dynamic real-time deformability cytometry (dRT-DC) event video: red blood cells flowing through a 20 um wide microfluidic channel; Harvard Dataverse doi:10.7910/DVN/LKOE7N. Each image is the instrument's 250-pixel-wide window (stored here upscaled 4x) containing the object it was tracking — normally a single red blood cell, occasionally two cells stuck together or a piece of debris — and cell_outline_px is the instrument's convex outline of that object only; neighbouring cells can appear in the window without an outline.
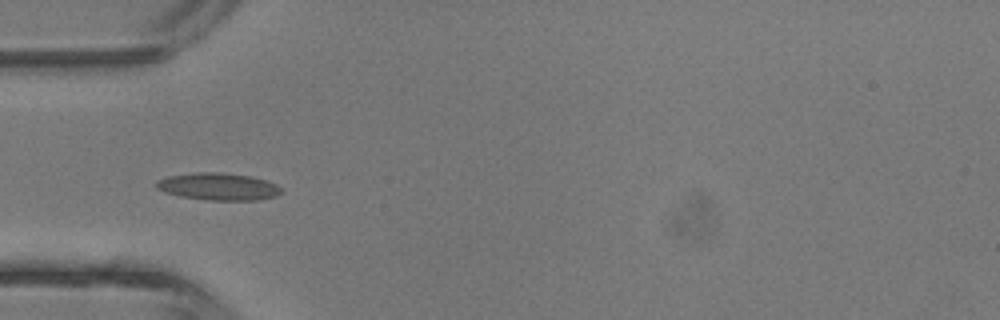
{"species": "common noctule bat (a hibernating species)", "species_latin": "Nyctalus noctula", "temperature_condition": "room temperature", "stored_images_in_passage": 5, "camera_frame_rate_fps": 3000, "um_per_image_px": 0.085, "animal": {"sex": "male", "body_mass_g": 13.3}, "frame": {"image": 1, "passage_image": 4, "time_ms": 4.333, "image_size_px": [1000, 320], "cell_outline_px": [[284, 192], [276, 196], [256, 200], [208, 200], [180, 196], [164, 192], [156, 188], [152, 184], [156, 180], [168, 176], [192, 172], [220, 172], [248, 176], [264, 180], [276, 184]], "centroid_in_image_um": [18.49, 15.85], "position_along_channel_um": 66.5, "area_um2": 19.94}}
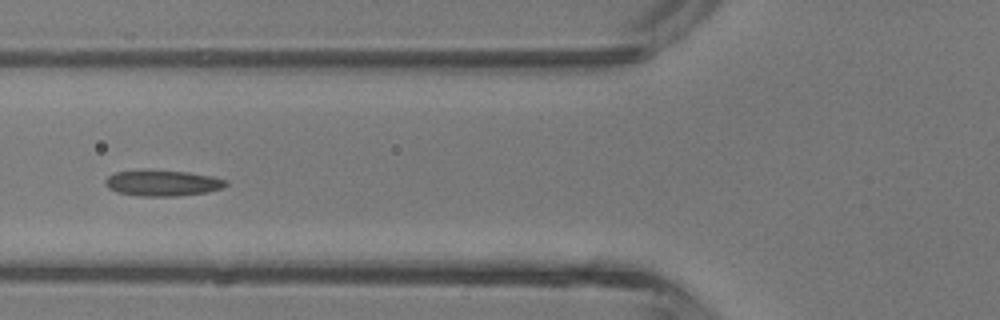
{"frame": {"image": 2, "passage_image": 5, "time_ms": 5.333, "image_size_px": [1000, 320], "cell_outline_px": [[228, 184], [224, 188], [208, 192], [180, 196], [136, 196], [116, 192], [108, 188], [104, 184], [104, 180], [108, 176], [116, 172], [144, 168], [148, 168], [188, 172], [212, 176], [228, 180]], "centroid_in_image_um": [13.8, 15.54], "position_along_channel_um": 112.0, "area_um2": 18.96}}